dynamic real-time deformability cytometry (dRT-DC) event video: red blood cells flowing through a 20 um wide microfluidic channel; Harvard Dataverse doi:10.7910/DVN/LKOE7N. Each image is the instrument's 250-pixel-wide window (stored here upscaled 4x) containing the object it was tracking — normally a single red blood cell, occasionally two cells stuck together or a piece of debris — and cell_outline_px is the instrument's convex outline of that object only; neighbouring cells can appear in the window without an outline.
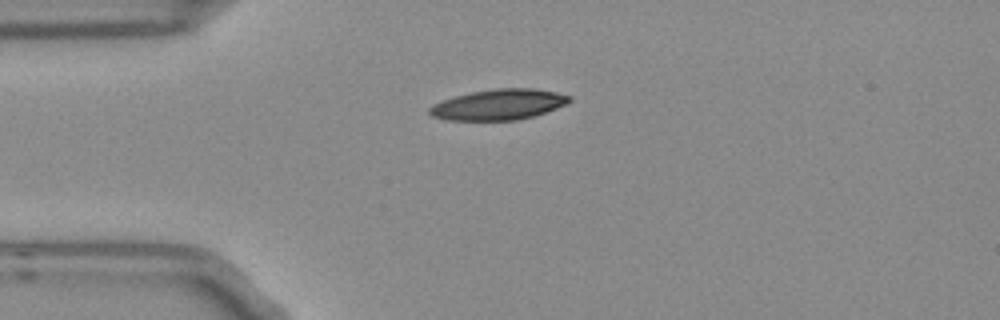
{"species": "Egyptian fruit bat (a non-hibernating species)", "species_latin": "Rousettus aegyptiacus", "temperature_condition": "room temperature", "stored_images_in_passage": 7, "camera_frame_rate_fps": 3000, "um_per_image_px": 0.085, "frame": {"image": 1, "passage_image": 1, "time_ms": 0.0, "image_size_px": [1000, 320], "cell_outline_px": [[572, 100], [556, 108], [532, 116], [516, 120], [444, 120], [432, 116], [428, 112], [428, 108], [432, 104], [456, 96], [472, 92], [496, 88], [536, 88], [556, 92], [572, 96]], "centroid_in_image_um": [42.37, 8.88], "position_along_channel_um": 42.6, "area_um2": 24.85}}
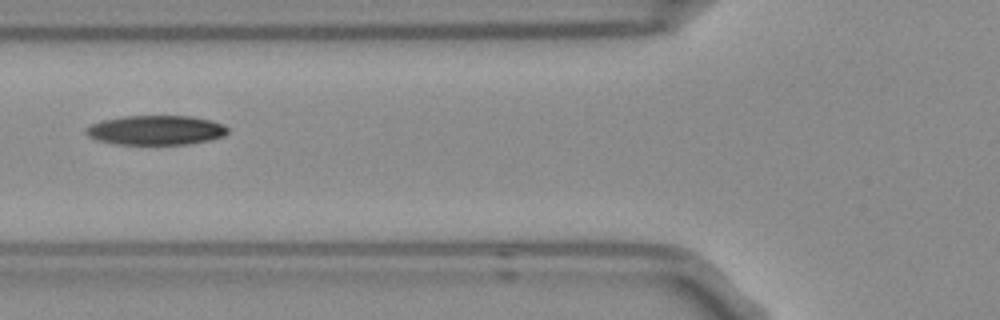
{"frame": {"image": 2, "passage_image": 3, "time_ms": 0.667, "image_size_px": [1000, 320], "cell_outline_px": [[228, 132], [224, 136], [212, 140], [192, 144], [116, 144], [96, 140], [88, 136], [84, 132], [84, 128], [92, 124], [104, 120], [124, 116], [192, 116], [212, 120], [224, 124], [228, 128]], "centroid_in_image_um": [13.28, 11.07], "position_along_channel_um": 112.5, "area_um2": 24.62}}